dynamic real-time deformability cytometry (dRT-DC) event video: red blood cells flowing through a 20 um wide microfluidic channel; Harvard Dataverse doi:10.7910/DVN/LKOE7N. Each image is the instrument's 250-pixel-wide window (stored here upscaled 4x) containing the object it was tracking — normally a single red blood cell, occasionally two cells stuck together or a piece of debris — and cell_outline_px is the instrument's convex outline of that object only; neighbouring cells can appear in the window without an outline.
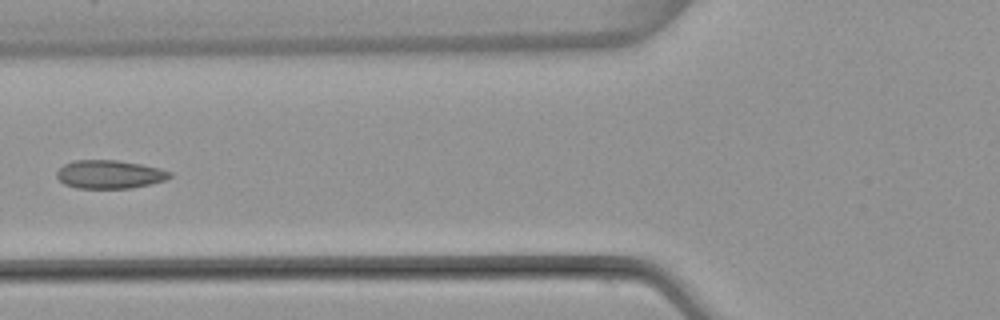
{"species": "common noctule bat (a hibernating species)", "species_latin": "Nyctalus noctula", "temperature_condition": "warm", "stored_images_in_passage": 5, "camera_frame_rate_fps": 3000, "um_per_image_px": 0.085, "animal": {"sex": "female", "body_mass_g": 22.7, "forearm_length_mm": 54.2}, "frame": {"image": 1, "passage_image": 5, "time_ms": 4.667, "image_size_px": [1000, 320], "cell_outline_px": [[172, 176], [164, 180], [132, 188], [76, 188], [64, 184], [56, 176], [56, 172], [64, 164], [76, 160], [116, 160], [140, 164], [160, 168], [172, 172]], "centroid_in_image_um": [9.3, 14.82], "position_along_channel_um": 116.5, "area_um2": 18.61}}